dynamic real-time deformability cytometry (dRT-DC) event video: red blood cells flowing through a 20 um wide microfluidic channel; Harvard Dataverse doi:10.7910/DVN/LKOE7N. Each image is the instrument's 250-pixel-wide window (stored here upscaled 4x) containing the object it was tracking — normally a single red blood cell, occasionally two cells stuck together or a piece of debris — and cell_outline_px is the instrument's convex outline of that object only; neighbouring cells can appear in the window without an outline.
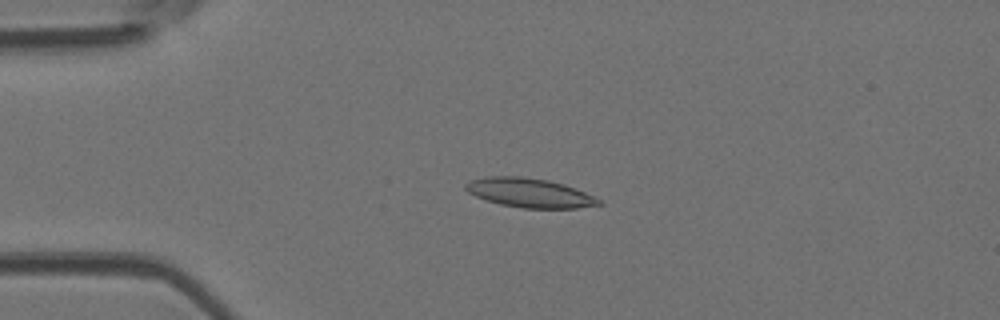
{"species": "Egyptian fruit bat (a non-hibernating species)", "species_latin": "Rousettus aegyptiacus", "temperature_condition": "room temperature", "stored_images_in_passage": 50, "camera_frame_rate_fps": 3000, "um_per_image_px": 0.085, "animal": {"sex": "female"}, "frame": {"image": 1, "passage_image": 12, "time_ms": 3.667, "image_size_px": [1000, 320], "cell_outline_px": [[604, 204], [576, 208], [524, 208], [500, 204], [476, 196], [468, 192], [464, 188], [464, 184], [472, 180], [484, 176], [520, 176], [548, 180], [564, 184], [584, 192], [600, 200]], "centroid_in_image_um": [44.99, 16.38], "position_along_channel_um": 40.0, "area_um2": 22.48}}
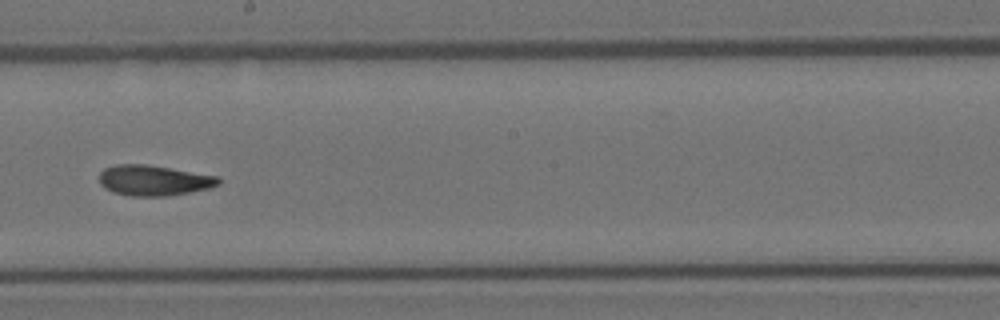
{"frame": {"image": 2, "passage_image": 28, "time_ms": 9.0, "image_size_px": [1000, 320], "cell_outline_px": [[220, 184], [208, 188], [188, 192], [164, 196], [128, 196], [112, 192], [104, 188], [100, 184], [100, 172], [104, 168], [116, 164], [148, 164], [220, 176]], "centroid_in_image_um": [13.06, 15.32], "position_along_channel_um": 235.1, "area_um2": 21.33}}
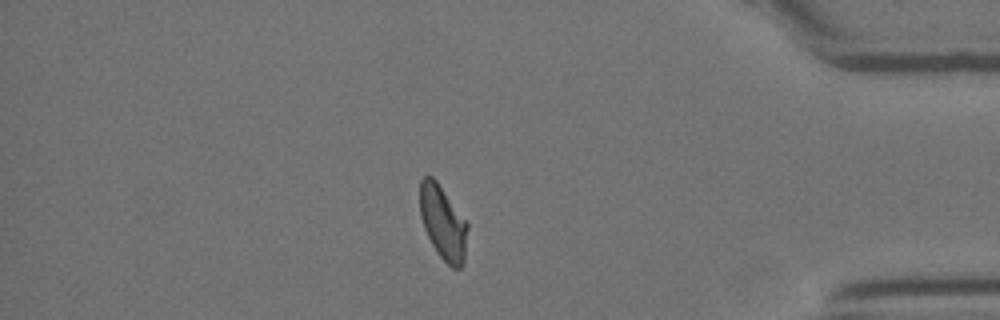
{"frame": {"image": 3, "passage_image": 42, "time_ms": 13.667, "image_size_px": [1000, 320], "cell_outline_px": [[468, 228], [464, 264], [460, 268], [452, 268], [436, 252], [424, 228], [420, 216], [420, 180], [424, 176], [432, 176], [436, 180], [468, 220]], "centroid_in_image_um": [37.68, 18.92], "position_along_channel_um": 397.5, "area_um2": 20.87}}